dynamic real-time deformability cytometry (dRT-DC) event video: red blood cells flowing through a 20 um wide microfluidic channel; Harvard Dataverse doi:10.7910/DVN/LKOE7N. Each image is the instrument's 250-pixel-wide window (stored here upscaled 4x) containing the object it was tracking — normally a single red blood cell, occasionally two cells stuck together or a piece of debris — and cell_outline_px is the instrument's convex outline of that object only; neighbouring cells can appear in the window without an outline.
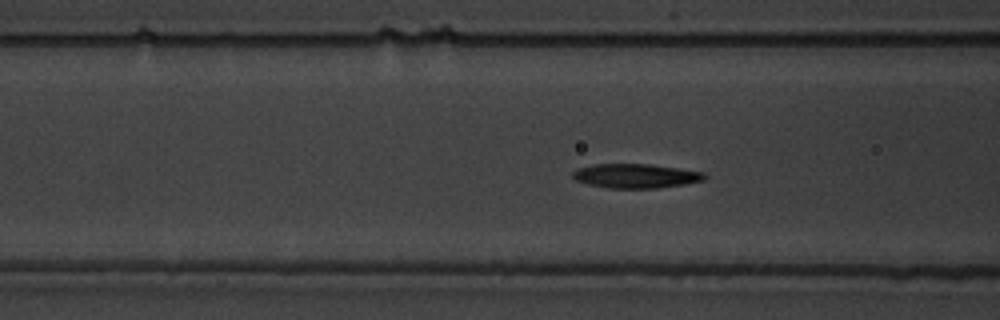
{"species": "common noctule bat (a hibernating species)", "species_latin": "Nyctalus noctula", "temperature_condition": "warm", "stored_images_in_passage": 41, "camera_frame_rate_fps": 3000, "um_per_image_px": 0.085, "animal": {"sex": "male", "body_mass_g": 19.5, "forearm_length_mm": 54.6}, "frame": {"image": 1, "passage_image": 6, "time_ms": 1.667, "image_size_px": [1000, 320], "cell_outline_px": [[708, 176], [704, 180], [684, 184], [656, 188], [608, 188], [588, 184], [576, 180], [572, 176], [572, 172], [576, 168], [592, 164], [652, 164], [704, 172]], "centroid_in_image_um": [54.03, 14.94], "position_along_channel_um": 112.6, "area_um2": 18.73}}
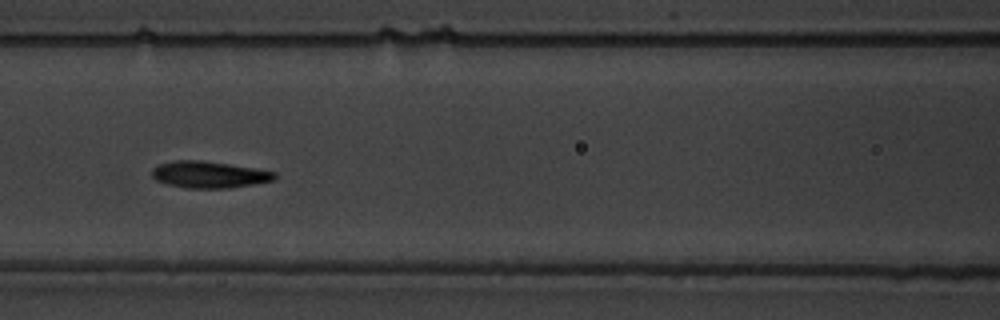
{"frame": {"image": 2, "passage_image": 9, "time_ms": 2.667, "image_size_px": [1000, 320], "cell_outline_px": [[276, 176], [272, 180], [256, 184], [228, 188], [188, 188], [168, 184], [156, 180], [152, 176], [152, 168], [160, 164], [172, 160], [200, 160], [228, 164], [276, 172]], "centroid_in_image_um": [17.74, 14.84], "position_along_channel_um": 148.9, "area_um2": 18.9}}
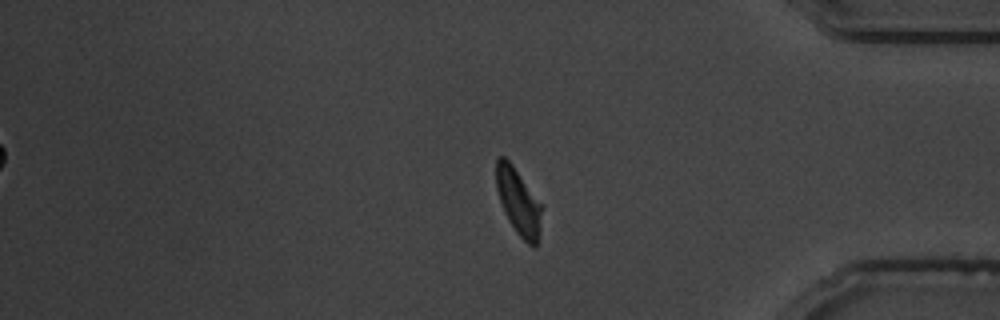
{"frame": {"image": 3, "passage_image": 31, "time_ms": 10.0, "image_size_px": [1000, 320], "cell_outline_px": [[544, 208], [540, 232], [536, 244], [532, 248], [516, 232], [508, 220], [504, 212], [496, 188], [496, 156], [504, 156], [512, 164], [544, 204]], "centroid_in_image_um": [44.11, 17.14], "position_along_channel_um": 391.1, "area_um2": 18.15}, "authors_computed_cell_mechanics": {"area_um2": 18.785, "velocity_mm_per_s": 3.6096, "shape_relaxation_time_tau1_ms": 3.5323, "shape_relaxation_time_tau2_ms": 3.0925, "deformation_change_tau1": 0.1651, "deformation_change_tau2": 0.0855}}